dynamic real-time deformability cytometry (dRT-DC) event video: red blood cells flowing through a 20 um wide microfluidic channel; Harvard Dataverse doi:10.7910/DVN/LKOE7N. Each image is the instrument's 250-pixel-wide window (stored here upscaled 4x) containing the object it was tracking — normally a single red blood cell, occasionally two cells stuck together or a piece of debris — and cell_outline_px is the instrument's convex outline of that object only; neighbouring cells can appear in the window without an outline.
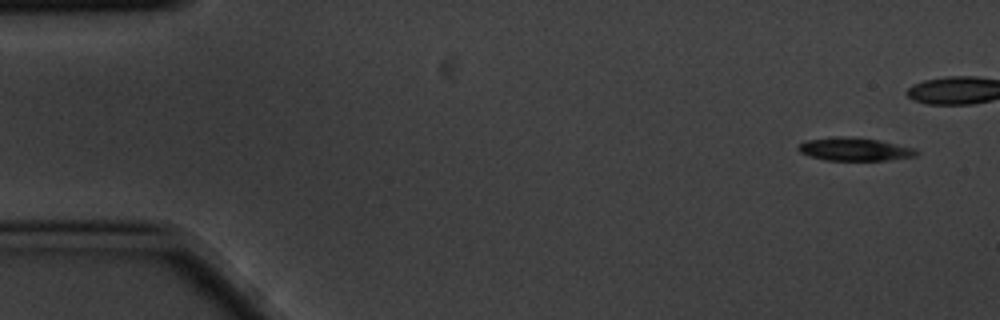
{"species": "common noctule bat (a hibernating species)", "species_latin": "Nyctalus noctula", "temperature_condition": "cold", "stored_images_in_passage": 6, "camera_frame_rate_fps": 3000, "um_per_image_px": 0.085, "animal": {"sex": "male", "body_mass_g": 20.1, "forearm_length_mm": 53.5}, "frame": {"image": 1, "passage_image": 1, "time_ms": 0.0, "image_size_px": [1000, 320], "cell_outline_px": [[916, 156], [888, 160], [824, 160], [800, 152], [796, 148], [804, 140], [836, 136], [844, 136], [880, 140], [912, 148], [916, 152]], "centroid_in_image_um": [72.58, 12.67], "position_along_channel_um": 12.4, "area_um2": 15.72}}